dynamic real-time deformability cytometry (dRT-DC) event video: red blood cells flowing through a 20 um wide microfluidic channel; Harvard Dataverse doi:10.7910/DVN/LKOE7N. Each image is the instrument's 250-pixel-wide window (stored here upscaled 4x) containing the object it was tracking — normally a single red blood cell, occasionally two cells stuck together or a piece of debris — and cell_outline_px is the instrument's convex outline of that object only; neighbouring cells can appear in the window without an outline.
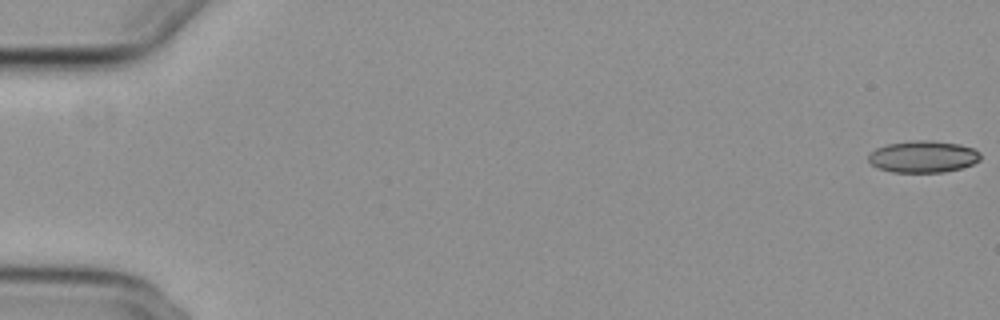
{"species": "common noctule bat (a hibernating species)", "species_latin": "Nyctalus noctula", "temperature_condition": "cold", "stored_images_in_passage": 49, "camera_frame_rate_fps": 3000, "um_per_image_px": 0.085, "animal": {"sex": "female", "body_mass_g": 29.2, "forearm_length_mm": 56.3}, "frame": {"image": 1, "passage_image": 1, "time_ms": 0.0, "image_size_px": [1000, 320], "cell_outline_px": [[980, 160], [972, 164], [960, 168], [944, 172], [892, 172], [876, 168], [868, 160], [868, 156], [876, 148], [884, 144], [916, 140], [932, 140], [960, 144], [972, 148], [980, 152]], "centroid_in_image_um": [78.45, 13.31], "position_along_channel_um": 6.6, "area_um2": 20.87}}
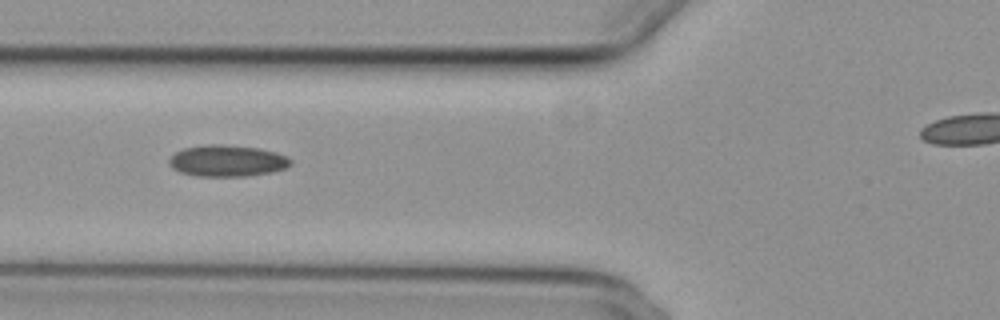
{"frame": {"image": 2, "passage_image": 22, "time_ms": 7.0, "image_size_px": [1000, 320], "cell_outline_px": [[292, 164], [284, 168], [272, 172], [248, 176], [196, 176], [180, 172], [172, 168], [168, 164], [168, 160], [176, 152], [184, 148], [208, 144], [220, 144], [260, 148], [276, 152], [288, 156], [292, 160]], "centroid_in_image_um": [19.33, 13.67], "position_along_channel_um": 106.5, "area_um2": 22.43}}
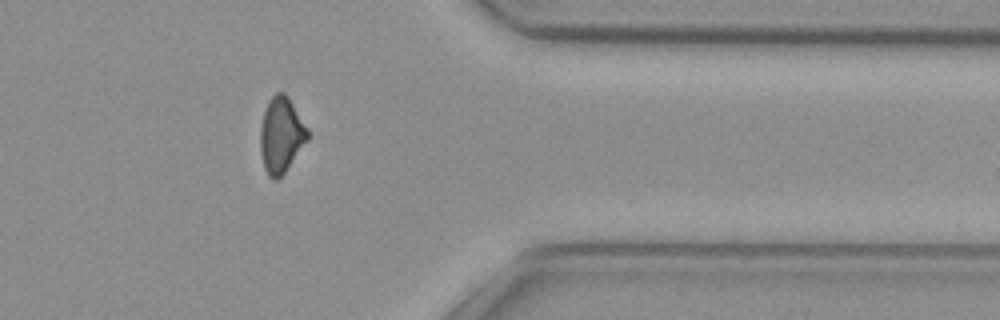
{"frame": {"image": 3, "passage_image": 45, "time_ms": 14.667, "image_size_px": [1000, 320], "cell_outline_px": [[308, 140], [284, 172], [276, 180], [272, 180], [268, 176], [264, 168], [260, 152], [260, 128], [264, 112], [268, 100], [276, 92], [284, 92], [288, 96], [308, 128]], "centroid_in_image_um": [23.89, 11.46], "position_along_channel_um": 387.5, "area_um2": 20.87}}